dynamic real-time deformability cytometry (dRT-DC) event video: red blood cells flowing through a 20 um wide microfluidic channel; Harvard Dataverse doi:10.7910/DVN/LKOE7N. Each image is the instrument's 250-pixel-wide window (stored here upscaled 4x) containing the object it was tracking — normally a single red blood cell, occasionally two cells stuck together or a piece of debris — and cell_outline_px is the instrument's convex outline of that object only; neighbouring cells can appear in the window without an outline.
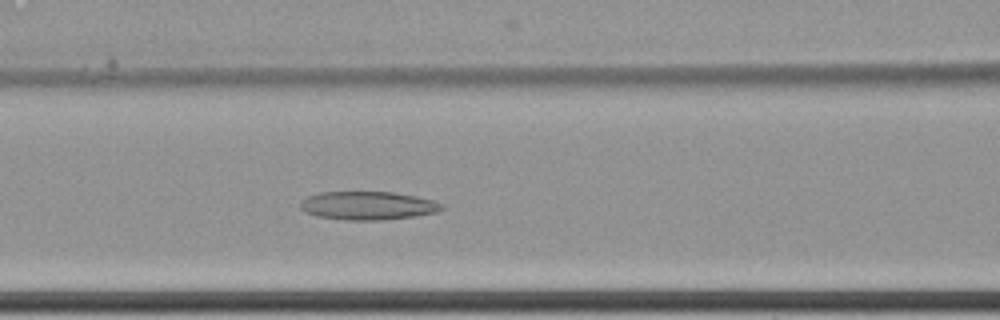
{"species": "common noctule bat (a hibernating species)", "species_latin": "Nyctalus noctula", "temperature_condition": "cold", "stored_images_in_passage": 8, "camera_frame_rate_fps": 3000, "um_per_image_px": 0.085, "animal": {"sex": "female", "body_mass_g": 22.7, "forearm_length_mm": 54.2}, "frame": {"image": 1, "passage_image": 8, "time_ms": 2.333, "image_size_px": [1000, 320], "cell_outline_px": [[444, 208], [436, 212], [416, 216], [380, 220], [344, 220], [316, 216], [304, 212], [300, 208], [300, 204], [308, 196], [320, 192], [392, 192], [416, 196], [432, 200], [444, 204]], "centroid_in_image_um": [31.27, 17.48], "position_along_channel_um": 135.3, "area_um2": 23.41}}